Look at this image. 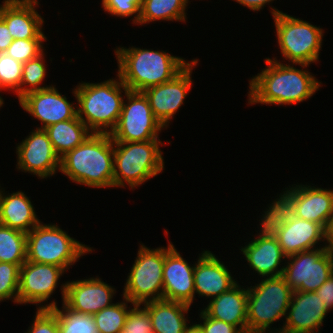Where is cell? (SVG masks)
I'll use <instances>...</instances> for the list:
<instances>
[{
    "label": "cell",
    "mask_w": 333,
    "mask_h": 333,
    "mask_svg": "<svg viewBox=\"0 0 333 333\" xmlns=\"http://www.w3.org/2000/svg\"><path fill=\"white\" fill-rule=\"evenodd\" d=\"M264 61L266 68L249 79L248 105H295L311 98L323 86L307 69L310 65L285 64L276 57Z\"/></svg>",
    "instance_id": "cell-1"
},
{
    "label": "cell",
    "mask_w": 333,
    "mask_h": 333,
    "mask_svg": "<svg viewBox=\"0 0 333 333\" xmlns=\"http://www.w3.org/2000/svg\"><path fill=\"white\" fill-rule=\"evenodd\" d=\"M166 52L116 46L117 74L129 91L143 92L149 87L171 81L192 62Z\"/></svg>",
    "instance_id": "cell-2"
},
{
    "label": "cell",
    "mask_w": 333,
    "mask_h": 333,
    "mask_svg": "<svg viewBox=\"0 0 333 333\" xmlns=\"http://www.w3.org/2000/svg\"><path fill=\"white\" fill-rule=\"evenodd\" d=\"M114 142L108 133H92L60 158V171L70 182L88 188L114 187Z\"/></svg>",
    "instance_id": "cell-3"
},
{
    "label": "cell",
    "mask_w": 333,
    "mask_h": 333,
    "mask_svg": "<svg viewBox=\"0 0 333 333\" xmlns=\"http://www.w3.org/2000/svg\"><path fill=\"white\" fill-rule=\"evenodd\" d=\"M128 91L118 74L116 78H109L100 83L79 82L72 89L77 102L78 118L93 133L110 134L118 123Z\"/></svg>",
    "instance_id": "cell-4"
},
{
    "label": "cell",
    "mask_w": 333,
    "mask_h": 333,
    "mask_svg": "<svg viewBox=\"0 0 333 333\" xmlns=\"http://www.w3.org/2000/svg\"><path fill=\"white\" fill-rule=\"evenodd\" d=\"M161 140L114 142V188L136 189L162 173L165 162Z\"/></svg>",
    "instance_id": "cell-5"
},
{
    "label": "cell",
    "mask_w": 333,
    "mask_h": 333,
    "mask_svg": "<svg viewBox=\"0 0 333 333\" xmlns=\"http://www.w3.org/2000/svg\"><path fill=\"white\" fill-rule=\"evenodd\" d=\"M270 203L259 221L277 238L286 256L326 246L325 229L320 224L293 216L276 198Z\"/></svg>",
    "instance_id": "cell-6"
},
{
    "label": "cell",
    "mask_w": 333,
    "mask_h": 333,
    "mask_svg": "<svg viewBox=\"0 0 333 333\" xmlns=\"http://www.w3.org/2000/svg\"><path fill=\"white\" fill-rule=\"evenodd\" d=\"M268 7H271L270 13L274 19L275 35H277L276 42L283 60L294 64L318 63L324 29L284 13L276 7Z\"/></svg>",
    "instance_id": "cell-7"
},
{
    "label": "cell",
    "mask_w": 333,
    "mask_h": 333,
    "mask_svg": "<svg viewBox=\"0 0 333 333\" xmlns=\"http://www.w3.org/2000/svg\"><path fill=\"white\" fill-rule=\"evenodd\" d=\"M247 291V333H274L271 326L285 320L293 290L279 276L261 278Z\"/></svg>",
    "instance_id": "cell-8"
},
{
    "label": "cell",
    "mask_w": 333,
    "mask_h": 333,
    "mask_svg": "<svg viewBox=\"0 0 333 333\" xmlns=\"http://www.w3.org/2000/svg\"><path fill=\"white\" fill-rule=\"evenodd\" d=\"M94 252L61 229L58 224L40 222L27 233V261L62 267L66 272L85 254Z\"/></svg>",
    "instance_id": "cell-9"
},
{
    "label": "cell",
    "mask_w": 333,
    "mask_h": 333,
    "mask_svg": "<svg viewBox=\"0 0 333 333\" xmlns=\"http://www.w3.org/2000/svg\"><path fill=\"white\" fill-rule=\"evenodd\" d=\"M135 258L121 296L135 305L163 299L165 247L151 249L140 242Z\"/></svg>",
    "instance_id": "cell-10"
},
{
    "label": "cell",
    "mask_w": 333,
    "mask_h": 333,
    "mask_svg": "<svg viewBox=\"0 0 333 333\" xmlns=\"http://www.w3.org/2000/svg\"><path fill=\"white\" fill-rule=\"evenodd\" d=\"M126 99V100H125ZM164 127L154 116L143 92L128 91L116 127L110 132L113 142L160 140Z\"/></svg>",
    "instance_id": "cell-11"
},
{
    "label": "cell",
    "mask_w": 333,
    "mask_h": 333,
    "mask_svg": "<svg viewBox=\"0 0 333 333\" xmlns=\"http://www.w3.org/2000/svg\"><path fill=\"white\" fill-rule=\"evenodd\" d=\"M284 262L282 277L293 291H316L333 273L326 246L287 256Z\"/></svg>",
    "instance_id": "cell-12"
},
{
    "label": "cell",
    "mask_w": 333,
    "mask_h": 333,
    "mask_svg": "<svg viewBox=\"0 0 333 333\" xmlns=\"http://www.w3.org/2000/svg\"><path fill=\"white\" fill-rule=\"evenodd\" d=\"M65 272L59 266L26 260L20 267L18 304H36L38 307L36 310L52 309L58 306L57 300L50 298L61 283L59 279Z\"/></svg>",
    "instance_id": "cell-13"
},
{
    "label": "cell",
    "mask_w": 333,
    "mask_h": 333,
    "mask_svg": "<svg viewBox=\"0 0 333 333\" xmlns=\"http://www.w3.org/2000/svg\"><path fill=\"white\" fill-rule=\"evenodd\" d=\"M285 188L276 199L295 217L316 222L324 229L333 212V189L302 183Z\"/></svg>",
    "instance_id": "cell-14"
},
{
    "label": "cell",
    "mask_w": 333,
    "mask_h": 333,
    "mask_svg": "<svg viewBox=\"0 0 333 333\" xmlns=\"http://www.w3.org/2000/svg\"><path fill=\"white\" fill-rule=\"evenodd\" d=\"M198 59L192 62L171 81L149 87L143 91L156 119L167 130L179 108L184 104L194 85L192 72L199 65Z\"/></svg>",
    "instance_id": "cell-15"
},
{
    "label": "cell",
    "mask_w": 333,
    "mask_h": 333,
    "mask_svg": "<svg viewBox=\"0 0 333 333\" xmlns=\"http://www.w3.org/2000/svg\"><path fill=\"white\" fill-rule=\"evenodd\" d=\"M16 145V169L47 179L60 171V157L56 154L44 129H34Z\"/></svg>",
    "instance_id": "cell-16"
},
{
    "label": "cell",
    "mask_w": 333,
    "mask_h": 333,
    "mask_svg": "<svg viewBox=\"0 0 333 333\" xmlns=\"http://www.w3.org/2000/svg\"><path fill=\"white\" fill-rule=\"evenodd\" d=\"M59 287L62 304L73 312L89 315L112 306L113 296L117 292L114 286L104 282L99 276L67 281Z\"/></svg>",
    "instance_id": "cell-17"
},
{
    "label": "cell",
    "mask_w": 333,
    "mask_h": 333,
    "mask_svg": "<svg viewBox=\"0 0 333 333\" xmlns=\"http://www.w3.org/2000/svg\"><path fill=\"white\" fill-rule=\"evenodd\" d=\"M328 313L315 291H293L283 326L273 327L274 333H321Z\"/></svg>",
    "instance_id": "cell-18"
},
{
    "label": "cell",
    "mask_w": 333,
    "mask_h": 333,
    "mask_svg": "<svg viewBox=\"0 0 333 333\" xmlns=\"http://www.w3.org/2000/svg\"><path fill=\"white\" fill-rule=\"evenodd\" d=\"M259 223L260 227H257L260 228L259 233L256 231L254 238L244 247L241 246L239 250L244 255L248 268H251L260 278L282 276L285 266L283 261L287 256L273 233L261 221Z\"/></svg>",
    "instance_id": "cell-19"
},
{
    "label": "cell",
    "mask_w": 333,
    "mask_h": 333,
    "mask_svg": "<svg viewBox=\"0 0 333 333\" xmlns=\"http://www.w3.org/2000/svg\"><path fill=\"white\" fill-rule=\"evenodd\" d=\"M23 110L40 121L37 129H45L58 122L74 119L77 105L68 101L55 85L26 94L18 101Z\"/></svg>",
    "instance_id": "cell-20"
},
{
    "label": "cell",
    "mask_w": 333,
    "mask_h": 333,
    "mask_svg": "<svg viewBox=\"0 0 333 333\" xmlns=\"http://www.w3.org/2000/svg\"><path fill=\"white\" fill-rule=\"evenodd\" d=\"M165 247L163 299L191 306L195 300L194 268L168 240Z\"/></svg>",
    "instance_id": "cell-21"
},
{
    "label": "cell",
    "mask_w": 333,
    "mask_h": 333,
    "mask_svg": "<svg viewBox=\"0 0 333 333\" xmlns=\"http://www.w3.org/2000/svg\"><path fill=\"white\" fill-rule=\"evenodd\" d=\"M198 255L194 268V287L199 298L206 297L210 301L237 283L231 270L213 252L204 250Z\"/></svg>",
    "instance_id": "cell-22"
},
{
    "label": "cell",
    "mask_w": 333,
    "mask_h": 333,
    "mask_svg": "<svg viewBox=\"0 0 333 333\" xmlns=\"http://www.w3.org/2000/svg\"><path fill=\"white\" fill-rule=\"evenodd\" d=\"M39 5L2 1L0 18L6 23L13 39H47L43 32L44 17L37 10Z\"/></svg>",
    "instance_id": "cell-23"
},
{
    "label": "cell",
    "mask_w": 333,
    "mask_h": 333,
    "mask_svg": "<svg viewBox=\"0 0 333 333\" xmlns=\"http://www.w3.org/2000/svg\"><path fill=\"white\" fill-rule=\"evenodd\" d=\"M246 286L237 282L228 291L211 299L208 305L202 308L211 318L224 321L236 326L242 333H247V299Z\"/></svg>",
    "instance_id": "cell-24"
},
{
    "label": "cell",
    "mask_w": 333,
    "mask_h": 333,
    "mask_svg": "<svg viewBox=\"0 0 333 333\" xmlns=\"http://www.w3.org/2000/svg\"><path fill=\"white\" fill-rule=\"evenodd\" d=\"M4 191L5 188L0 185V224L29 233L41 222L31 197L22 190L13 193Z\"/></svg>",
    "instance_id": "cell-25"
},
{
    "label": "cell",
    "mask_w": 333,
    "mask_h": 333,
    "mask_svg": "<svg viewBox=\"0 0 333 333\" xmlns=\"http://www.w3.org/2000/svg\"><path fill=\"white\" fill-rule=\"evenodd\" d=\"M148 312L154 333H185L190 320L189 305L165 299L141 304Z\"/></svg>",
    "instance_id": "cell-26"
},
{
    "label": "cell",
    "mask_w": 333,
    "mask_h": 333,
    "mask_svg": "<svg viewBox=\"0 0 333 333\" xmlns=\"http://www.w3.org/2000/svg\"><path fill=\"white\" fill-rule=\"evenodd\" d=\"M44 130L60 158L83 143L93 133L78 116L50 125Z\"/></svg>",
    "instance_id": "cell-27"
},
{
    "label": "cell",
    "mask_w": 333,
    "mask_h": 333,
    "mask_svg": "<svg viewBox=\"0 0 333 333\" xmlns=\"http://www.w3.org/2000/svg\"><path fill=\"white\" fill-rule=\"evenodd\" d=\"M190 0H142L138 25L144 26L155 21L184 22ZM144 24V25H143Z\"/></svg>",
    "instance_id": "cell-28"
},
{
    "label": "cell",
    "mask_w": 333,
    "mask_h": 333,
    "mask_svg": "<svg viewBox=\"0 0 333 333\" xmlns=\"http://www.w3.org/2000/svg\"><path fill=\"white\" fill-rule=\"evenodd\" d=\"M26 245L27 233L0 224V262L23 264Z\"/></svg>",
    "instance_id": "cell-29"
},
{
    "label": "cell",
    "mask_w": 333,
    "mask_h": 333,
    "mask_svg": "<svg viewBox=\"0 0 333 333\" xmlns=\"http://www.w3.org/2000/svg\"><path fill=\"white\" fill-rule=\"evenodd\" d=\"M122 298L123 301L120 300L92 315L98 333H122L127 314L135 306L127 298ZM128 303L132 307H128Z\"/></svg>",
    "instance_id": "cell-30"
},
{
    "label": "cell",
    "mask_w": 333,
    "mask_h": 333,
    "mask_svg": "<svg viewBox=\"0 0 333 333\" xmlns=\"http://www.w3.org/2000/svg\"><path fill=\"white\" fill-rule=\"evenodd\" d=\"M45 51L34 59L25 62L22 66V81L20 88L15 92L18 101L28 93L39 91L53 86L43 85L47 75V65L45 64Z\"/></svg>",
    "instance_id": "cell-31"
},
{
    "label": "cell",
    "mask_w": 333,
    "mask_h": 333,
    "mask_svg": "<svg viewBox=\"0 0 333 333\" xmlns=\"http://www.w3.org/2000/svg\"><path fill=\"white\" fill-rule=\"evenodd\" d=\"M50 310L57 316L59 333H98L92 315L73 312L64 304Z\"/></svg>",
    "instance_id": "cell-32"
},
{
    "label": "cell",
    "mask_w": 333,
    "mask_h": 333,
    "mask_svg": "<svg viewBox=\"0 0 333 333\" xmlns=\"http://www.w3.org/2000/svg\"><path fill=\"white\" fill-rule=\"evenodd\" d=\"M22 66L6 52H0V94L2 90L15 93L20 88Z\"/></svg>",
    "instance_id": "cell-33"
},
{
    "label": "cell",
    "mask_w": 333,
    "mask_h": 333,
    "mask_svg": "<svg viewBox=\"0 0 333 333\" xmlns=\"http://www.w3.org/2000/svg\"><path fill=\"white\" fill-rule=\"evenodd\" d=\"M22 264L0 262V299L18 304L20 267Z\"/></svg>",
    "instance_id": "cell-34"
},
{
    "label": "cell",
    "mask_w": 333,
    "mask_h": 333,
    "mask_svg": "<svg viewBox=\"0 0 333 333\" xmlns=\"http://www.w3.org/2000/svg\"><path fill=\"white\" fill-rule=\"evenodd\" d=\"M44 42H47V39H13L6 53L24 64L46 51Z\"/></svg>",
    "instance_id": "cell-35"
},
{
    "label": "cell",
    "mask_w": 333,
    "mask_h": 333,
    "mask_svg": "<svg viewBox=\"0 0 333 333\" xmlns=\"http://www.w3.org/2000/svg\"><path fill=\"white\" fill-rule=\"evenodd\" d=\"M104 12L117 18H131L134 25H138L142 0H102Z\"/></svg>",
    "instance_id": "cell-36"
},
{
    "label": "cell",
    "mask_w": 333,
    "mask_h": 333,
    "mask_svg": "<svg viewBox=\"0 0 333 333\" xmlns=\"http://www.w3.org/2000/svg\"><path fill=\"white\" fill-rule=\"evenodd\" d=\"M122 333H154L150 316L141 305L128 312Z\"/></svg>",
    "instance_id": "cell-37"
},
{
    "label": "cell",
    "mask_w": 333,
    "mask_h": 333,
    "mask_svg": "<svg viewBox=\"0 0 333 333\" xmlns=\"http://www.w3.org/2000/svg\"><path fill=\"white\" fill-rule=\"evenodd\" d=\"M25 333H59L57 316L50 309H40Z\"/></svg>",
    "instance_id": "cell-38"
},
{
    "label": "cell",
    "mask_w": 333,
    "mask_h": 333,
    "mask_svg": "<svg viewBox=\"0 0 333 333\" xmlns=\"http://www.w3.org/2000/svg\"><path fill=\"white\" fill-rule=\"evenodd\" d=\"M199 318L203 322H198V324L205 333H242L236 326L209 317L202 309L200 310Z\"/></svg>",
    "instance_id": "cell-39"
},
{
    "label": "cell",
    "mask_w": 333,
    "mask_h": 333,
    "mask_svg": "<svg viewBox=\"0 0 333 333\" xmlns=\"http://www.w3.org/2000/svg\"><path fill=\"white\" fill-rule=\"evenodd\" d=\"M328 311L333 310V273L329 278L315 291ZM332 309V310H331Z\"/></svg>",
    "instance_id": "cell-40"
},
{
    "label": "cell",
    "mask_w": 333,
    "mask_h": 333,
    "mask_svg": "<svg viewBox=\"0 0 333 333\" xmlns=\"http://www.w3.org/2000/svg\"><path fill=\"white\" fill-rule=\"evenodd\" d=\"M12 41L13 38L6 23L0 18V52H6Z\"/></svg>",
    "instance_id": "cell-41"
},
{
    "label": "cell",
    "mask_w": 333,
    "mask_h": 333,
    "mask_svg": "<svg viewBox=\"0 0 333 333\" xmlns=\"http://www.w3.org/2000/svg\"><path fill=\"white\" fill-rule=\"evenodd\" d=\"M236 1V3H239L240 5H243L244 7H247L252 10L253 12L263 10L266 5H270V3H273L274 0H233V2Z\"/></svg>",
    "instance_id": "cell-42"
},
{
    "label": "cell",
    "mask_w": 333,
    "mask_h": 333,
    "mask_svg": "<svg viewBox=\"0 0 333 333\" xmlns=\"http://www.w3.org/2000/svg\"><path fill=\"white\" fill-rule=\"evenodd\" d=\"M325 237H326V241L333 237V212L330 214L328 223L325 227Z\"/></svg>",
    "instance_id": "cell-43"
},
{
    "label": "cell",
    "mask_w": 333,
    "mask_h": 333,
    "mask_svg": "<svg viewBox=\"0 0 333 333\" xmlns=\"http://www.w3.org/2000/svg\"><path fill=\"white\" fill-rule=\"evenodd\" d=\"M185 333H205V332L197 322L196 323L192 322V325L189 324L188 327L186 328Z\"/></svg>",
    "instance_id": "cell-44"
},
{
    "label": "cell",
    "mask_w": 333,
    "mask_h": 333,
    "mask_svg": "<svg viewBox=\"0 0 333 333\" xmlns=\"http://www.w3.org/2000/svg\"><path fill=\"white\" fill-rule=\"evenodd\" d=\"M326 247H327V251H328V253L330 255L331 262L333 264V237L329 238L326 241Z\"/></svg>",
    "instance_id": "cell-45"
},
{
    "label": "cell",
    "mask_w": 333,
    "mask_h": 333,
    "mask_svg": "<svg viewBox=\"0 0 333 333\" xmlns=\"http://www.w3.org/2000/svg\"><path fill=\"white\" fill-rule=\"evenodd\" d=\"M39 0H3V2L39 3Z\"/></svg>",
    "instance_id": "cell-46"
},
{
    "label": "cell",
    "mask_w": 333,
    "mask_h": 333,
    "mask_svg": "<svg viewBox=\"0 0 333 333\" xmlns=\"http://www.w3.org/2000/svg\"><path fill=\"white\" fill-rule=\"evenodd\" d=\"M4 100L2 98V95L0 94V108H2L4 106Z\"/></svg>",
    "instance_id": "cell-47"
}]
</instances>
